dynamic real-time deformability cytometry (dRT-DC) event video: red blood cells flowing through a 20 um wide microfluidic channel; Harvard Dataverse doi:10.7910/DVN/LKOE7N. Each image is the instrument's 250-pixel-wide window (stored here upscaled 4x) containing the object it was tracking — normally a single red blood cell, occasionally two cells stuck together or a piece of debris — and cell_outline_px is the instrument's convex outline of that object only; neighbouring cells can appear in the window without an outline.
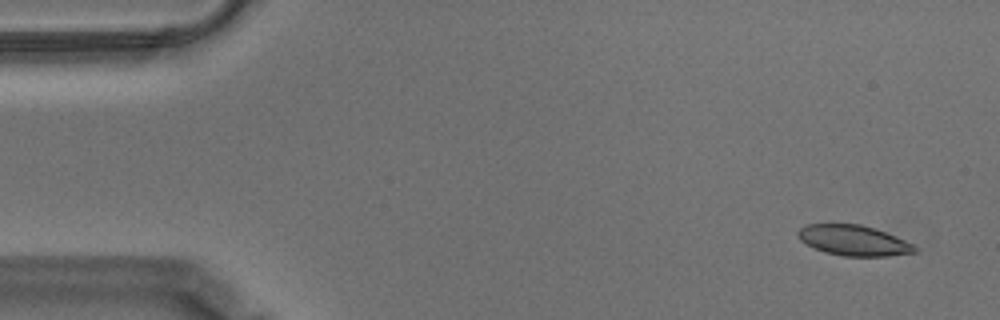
{"species": "Egyptian fruit bat (a non-hibernating species)", "species_latin": "Rousettus aegyptiacus", "temperature_condition": "warm", "stored_images_in_passage": 56, "camera_frame_rate_fps": 3000, "um_per_image_px": 0.085, "animal": {"sex": "male"}, "frame": {"image": 1, "passage_image": 2, "time_ms": 0.333, "image_size_px": [1000, 320], "cell_outline_px": [[920, 248], [916, 252], [888, 256], [844, 256], [824, 252], [800, 240], [796, 236], [796, 232], [804, 224], [860, 224], [876, 228], [896, 236]], "centroid_in_image_um": [72.56, 20.43], "position_along_channel_um": 12.4, "area_um2": 20.81}}
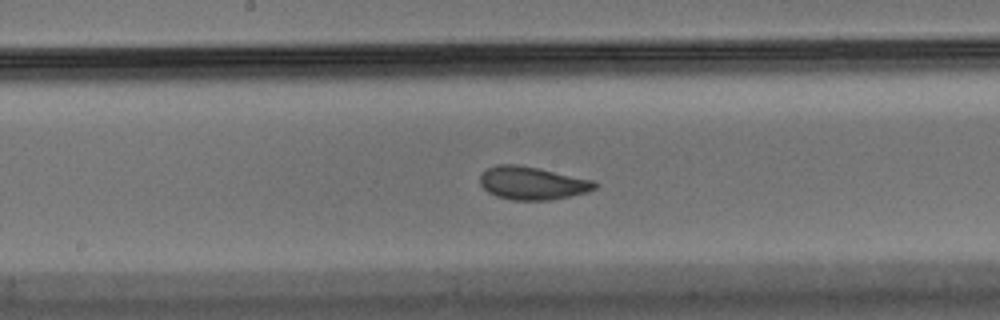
{"frame": {"image": 2, "passage_image": 28, "time_ms": 9.0, "image_size_px": [1000, 320], "cell_outline_px": [[600, 184], [596, 188], [588, 192], [548, 200], [512, 200], [496, 196], [488, 192], [480, 184], [480, 172], [496, 164], [520, 164], [592, 180]], "centroid_in_image_um": [45.21, 15.56], "position_along_channel_um": 203.0, "area_um2": 22.14}}
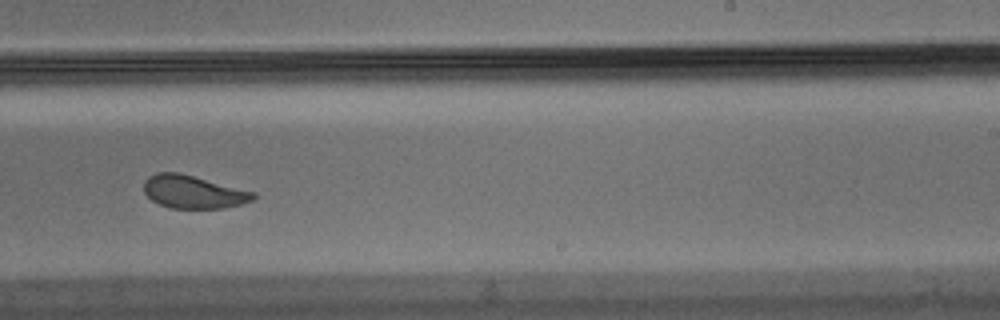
{"frame": {"image": 3, "passage_image": 34, "time_ms": 11.0, "image_size_px": [1000, 320], "cell_outline_px": [[256, 196], [252, 200], [240, 204], [224, 208], [172, 208], [160, 204], [152, 200], [144, 192], [144, 180], [148, 176], [156, 172], [180, 172], [256, 192]], "centroid_in_image_um": [16.42, 16.29], "position_along_channel_um": 272.6, "area_um2": 21.1}, "authors_computed_cell_mechanics": {"area_um2": 22.1374, "velocity_mm_per_s": 3.4943, "shape_relaxation_time_tau1_ms": 3.9132, "shape_relaxation_time_tau2_ms": 1.8149, "deformation_change_tau1": 0.1212, "deformation_change_tau2": 0.0597}}